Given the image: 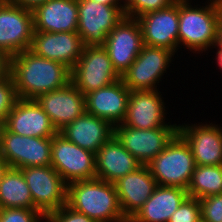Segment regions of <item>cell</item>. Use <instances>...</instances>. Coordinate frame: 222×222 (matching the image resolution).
<instances>
[{
	"mask_svg": "<svg viewBox=\"0 0 222 222\" xmlns=\"http://www.w3.org/2000/svg\"><path fill=\"white\" fill-rule=\"evenodd\" d=\"M9 73L20 99H36L71 82V70L63 63L37 56L30 50L10 58Z\"/></svg>",
	"mask_w": 222,
	"mask_h": 222,
	"instance_id": "cell-1",
	"label": "cell"
},
{
	"mask_svg": "<svg viewBox=\"0 0 222 222\" xmlns=\"http://www.w3.org/2000/svg\"><path fill=\"white\" fill-rule=\"evenodd\" d=\"M191 3L192 0H179L178 47L186 48L195 55L196 52L208 55L206 51L216 45L222 0H208L205 6L198 3L193 6Z\"/></svg>",
	"mask_w": 222,
	"mask_h": 222,
	"instance_id": "cell-2",
	"label": "cell"
},
{
	"mask_svg": "<svg viewBox=\"0 0 222 222\" xmlns=\"http://www.w3.org/2000/svg\"><path fill=\"white\" fill-rule=\"evenodd\" d=\"M66 205L95 222H128L120 207L114 183L98 178L67 185Z\"/></svg>",
	"mask_w": 222,
	"mask_h": 222,
	"instance_id": "cell-3",
	"label": "cell"
},
{
	"mask_svg": "<svg viewBox=\"0 0 222 222\" xmlns=\"http://www.w3.org/2000/svg\"><path fill=\"white\" fill-rule=\"evenodd\" d=\"M147 167L157 185L187 190L196 164L189 145L177 134Z\"/></svg>",
	"mask_w": 222,
	"mask_h": 222,
	"instance_id": "cell-4",
	"label": "cell"
},
{
	"mask_svg": "<svg viewBox=\"0 0 222 222\" xmlns=\"http://www.w3.org/2000/svg\"><path fill=\"white\" fill-rule=\"evenodd\" d=\"M52 137H27L0 128V153L8 167L26 168L51 165Z\"/></svg>",
	"mask_w": 222,
	"mask_h": 222,
	"instance_id": "cell-5",
	"label": "cell"
},
{
	"mask_svg": "<svg viewBox=\"0 0 222 222\" xmlns=\"http://www.w3.org/2000/svg\"><path fill=\"white\" fill-rule=\"evenodd\" d=\"M170 122L165 127L144 130L117 124L114 136L142 165H147L178 134L179 125Z\"/></svg>",
	"mask_w": 222,
	"mask_h": 222,
	"instance_id": "cell-6",
	"label": "cell"
},
{
	"mask_svg": "<svg viewBox=\"0 0 222 222\" xmlns=\"http://www.w3.org/2000/svg\"><path fill=\"white\" fill-rule=\"evenodd\" d=\"M70 76L83 95L121 79L103 46H85Z\"/></svg>",
	"mask_w": 222,
	"mask_h": 222,
	"instance_id": "cell-7",
	"label": "cell"
},
{
	"mask_svg": "<svg viewBox=\"0 0 222 222\" xmlns=\"http://www.w3.org/2000/svg\"><path fill=\"white\" fill-rule=\"evenodd\" d=\"M175 53L166 48L144 45L138 57L122 74L121 80L130 91L158 90V83L174 61Z\"/></svg>",
	"mask_w": 222,
	"mask_h": 222,
	"instance_id": "cell-8",
	"label": "cell"
},
{
	"mask_svg": "<svg viewBox=\"0 0 222 222\" xmlns=\"http://www.w3.org/2000/svg\"><path fill=\"white\" fill-rule=\"evenodd\" d=\"M51 166L67 185L96 178L95 153L70 142L59 132L52 137Z\"/></svg>",
	"mask_w": 222,
	"mask_h": 222,
	"instance_id": "cell-9",
	"label": "cell"
},
{
	"mask_svg": "<svg viewBox=\"0 0 222 222\" xmlns=\"http://www.w3.org/2000/svg\"><path fill=\"white\" fill-rule=\"evenodd\" d=\"M125 6L78 0V28L85 46H103L108 33L125 17Z\"/></svg>",
	"mask_w": 222,
	"mask_h": 222,
	"instance_id": "cell-10",
	"label": "cell"
},
{
	"mask_svg": "<svg viewBox=\"0 0 222 222\" xmlns=\"http://www.w3.org/2000/svg\"><path fill=\"white\" fill-rule=\"evenodd\" d=\"M21 171L32 195L33 209L45 216L66 205L67 184L51 165Z\"/></svg>",
	"mask_w": 222,
	"mask_h": 222,
	"instance_id": "cell-11",
	"label": "cell"
},
{
	"mask_svg": "<svg viewBox=\"0 0 222 222\" xmlns=\"http://www.w3.org/2000/svg\"><path fill=\"white\" fill-rule=\"evenodd\" d=\"M34 32L33 12L0 0V51L10 58L29 50Z\"/></svg>",
	"mask_w": 222,
	"mask_h": 222,
	"instance_id": "cell-12",
	"label": "cell"
},
{
	"mask_svg": "<svg viewBox=\"0 0 222 222\" xmlns=\"http://www.w3.org/2000/svg\"><path fill=\"white\" fill-rule=\"evenodd\" d=\"M144 46L142 31L136 18L123 19L108 33L103 47L116 72L122 74L131 66Z\"/></svg>",
	"mask_w": 222,
	"mask_h": 222,
	"instance_id": "cell-13",
	"label": "cell"
},
{
	"mask_svg": "<svg viewBox=\"0 0 222 222\" xmlns=\"http://www.w3.org/2000/svg\"><path fill=\"white\" fill-rule=\"evenodd\" d=\"M136 19L141 27L144 45L177 53L179 0L167 8L147 12Z\"/></svg>",
	"mask_w": 222,
	"mask_h": 222,
	"instance_id": "cell-14",
	"label": "cell"
},
{
	"mask_svg": "<svg viewBox=\"0 0 222 222\" xmlns=\"http://www.w3.org/2000/svg\"><path fill=\"white\" fill-rule=\"evenodd\" d=\"M197 123L178 124V134L189 145L195 164L222 165V127L210 121Z\"/></svg>",
	"mask_w": 222,
	"mask_h": 222,
	"instance_id": "cell-15",
	"label": "cell"
},
{
	"mask_svg": "<svg viewBox=\"0 0 222 222\" xmlns=\"http://www.w3.org/2000/svg\"><path fill=\"white\" fill-rule=\"evenodd\" d=\"M84 47L77 32L34 31L29 50L37 56L63 63L71 70L82 55Z\"/></svg>",
	"mask_w": 222,
	"mask_h": 222,
	"instance_id": "cell-16",
	"label": "cell"
},
{
	"mask_svg": "<svg viewBox=\"0 0 222 222\" xmlns=\"http://www.w3.org/2000/svg\"><path fill=\"white\" fill-rule=\"evenodd\" d=\"M158 90L130 91L127 112L122 124L138 129L165 127L168 123L165 116L169 113ZM166 111V112H165Z\"/></svg>",
	"mask_w": 222,
	"mask_h": 222,
	"instance_id": "cell-17",
	"label": "cell"
},
{
	"mask_svg": "<svg viewBox=\"0 0 222 222\" xmlns=\"http://www.w3.org/2000/svg\"><path fill=\"white\" fill-rule=\"evenodd\" d=\"M35 100L57 131L86 112L85 95L72 82L61 89L43 93Z\"/></svg>",
	"mask_w": 222,
	"mask_h": 222,
	"instance_id": "cell-18",
	"label": "cell"
},
{
	"mask_svg": "<svg viewBox=\"0 0 222 222\" xmlns=\"http://www.w3.org/2000/svg\"><path fill=\"white\" fill-rule=\"evenodd\" d=\"M21 136L48 138L58 131L35 99H18L3 124Z\"/></svg>",
	"mask_w": 222,
	"mask_h": 222,
	"instance_id": "cell-19",
	"label": "cell"
},
{
	"mask_svg": "<svg viewBox=\"0 0 222 222\" xmlns=\"http://www.w3.org/2000/svg\"><path fill=\"white\" fill-rule=\"evenodd\" d=\"M130 90L121 79L85 94L86 112L110 122L122 124L127 112Z\"/></svg>",
	"mask_w": 222,
	"mask_h": 222,
	"instance_id": "cell-20",
	"label": "cell"
},
{
	"mask_svg": "<svg viewBox=\"0 0 222 222\" xmlns=\"http://www.w3.org/2000/svg\"><path fill=\"white\" fill-rule=\"evenodd\" d=\"M120 207L130 220L153 194L158 186L147 165H141L133 172L114 182Z\"/></svg>",
	"mask_w": 222,
	"mask_h": 222,
	"instance_id": "cell-21",
	"label": "cell"
},
{
	"mask_svg": "<svg viewBox=\"0 0 222 222\" xmlns=\"http://www.w3.org/2000/svg\"><path fill=\"white\" fill-rule=\"evenodd\" d=\"M58 132L70 142L96 154L114 136V126L105 119L85 112Z\"/></svg>",
	"mask_w": 222,
	"mask_h": 222,
	"instance_id": "cell-22",
	"label": "cell"
},
{
	"mask_svg": "<svg viewBox=\"0 0 222 222\" xmlns=\"http://www.w3.org/2000/svg\"><path fill=\"white\" fill-rule=\"evenodd\" d=\"M32 12L34 31L77 32L78 0H48Z\"/></svg>",
	"mask_w": 222,
	"mask_h": 222,
	"instance_id": "cell-23",
	"label": "cell"
},
{
	"mask_svg": "<svg viewBox=\"0 0 222 222\" xmlns=\"http://www.w3.org/2000/svg\"><path fill=\"white\" fill-rule=\"evenodd\" d=\"M96 178L114 183L142 164L113 136L95 154Z\"/></svg>",
	"mask_w": 222,
	"mask_h": 222,
	"instance_id": "cell-24",
	"label": "cell"
},
{
	"mask_svg": "<svg viewBox=\"0 0 222 222\" xmlns=\"http://www.w3.org/2000/svg\"><path fill=\"white\" fill-rule=\"evenodd\" d=\"M187 197L186 189L158 185L149 199L128 222H168Z\"/></svg>",
	"mask_w": 222,
	"mask_h": 222,
	"instance_id": "cell-25",
	"label": "cell"
},
{
	"mask_svg": "<svg viewBox=\"0 0 222 222\" xmlns=\"http://www.w3.org/2000/svg\"><path fill=\"white\" fill-rule=\"evenodd\" d=\"M0 208L33 209V200L19 168L8 167L0 181Z\"/></svg>",
	"mask_w": 222,
	"mask_h": 222,
	"instance_id": "cell-26",
	"label": "cell"
},
{
	"mask_svg": "<svg viewBox=\"0 0 222 222\" xmlns=\"http://www.w3.org/2000/svg\"><path fill=\"white\" fill-rule=\"evenodd\" d=\"M187 193L196 199L222 194V165H196Z\"/></svg>",
	"mask_w": 222,
	"mask_h": 222,
	"instance_id": "cell-27",
	"label": "cell"
},
{
	"mask_svg": "<svg viewBox=\"0 0 222 222\" xmlns=\"http://www.w3.org/2000/svg\"><path fill=\"white\" fill-rule=\"evenodd\" d=\"M18 99L13 79L9 73L0 79V123L2 125Z\"/></svg>",
	"mask_w": 222,
	"mask_h": 222,
	"instance_id": "cell-28",
	"label": "cell"
},
{
	"mask_svg": "<svg viewBox=\"0 0 222 222\" xmlns=\"http://www.w3.org/2000/svg\"><path fill=\"white\" fill-rule=\"evenodd\" d=\"M176 1L177 0H131L124 7V14L130 18H138L147 12L167 8Z\"/></svg>",
	"mask_w": 222,
	"mask_h": 222,
	"instance_id": "cell-29",
	"label": "cell"
},
{
	"mask_svg": "<svg viewBox=\"0 0 222 222\" xmlns=\"http://www.w3.org/2000/svg\"><path fill=\"white\" fill-rule=\"evenodd\" d=\"M201 206L199 200L188 196L172 214L168 222H199Z\"/></svg>",
	"mask_w": 222,
	"mask_h": 222,
	"instance_id": "cell-30",
	"label": "cell"
},
{
	"mask_svg": "<svg viewBox=\"0 0 222 222\" xmlns=\"http://www.w3.org/2000/svg\"><path fill=\"white\" fill-rule=\"evenodd\" d=\"M44 222L45 216L36 209L0 208V222Z\"/></svg>",
	"mask_w": 222,
	"mask_h": 222,
	"instance_id": "cell-31",
	"label": "cell"
},
{
	"mask_svg": "<svg viewBox=\"0 0 222 222\" xmlns=\"http://www.w3.org/2000/svg\"><path fill=\"white\" fill-rule=\"evenodd\" d=\"M203 222H222V194H215L198 199Z\"/></svg>",
	"mask_w": 222,
	"mask_h": 222,
	"instance_id": "cell-32",
	"label": "cell"
},
{
	"mask_svg": "<svg viewBox=\"0 0 222 222\" xmlns=\"http://www.w3.org/2000/svg\"><path fill=\"white\" fill-rule=\"evenodd\" d=\"M44 222H95L85 214L79 213L67 205L45 215Z\"/></svg>",
	"mask_w": 222,
	"mask_h": 222,
	"instance_id": "cell-33",
	"label": "cell"
},
{
	"mask_svg": "<svg viewBox=\"0 0 222 222\" xmlns=\"http://www.w3.org/2000/svg\"><path fill=\"white\" fill-rule=\"evenodd\" d=\"M12 4L18 5L24 9L33 11L37 6L45 3L48 0H8Z\"/></svg>",
	"mask_w": 222,
	"mask_h": 222,
	"instance_id": "cell-34",
	"label": "cell"
},
{
	"mask_svg": "<svg viewBox=\"0 0 222 222\" xmlns=\"http://www.w3.org/2000/svg\"><path fill=\"white\" fill-rule=\"evenodd\" d=\"M10 70V57L0 51V79L7 76Z\"/></svg>",
	"mask_w": 222,
	"mask_h": 222,
	"instance_id": "cell-35",
	"label": "cell"
},
{
	"mask_svg": "<svg viewBox=\"0 0 222 222\" xmlns=\"http://www.w3.org/2000/svg\"><path fill=\"white\" fill-rule=\"evenodd\" d=\"M214 48L216 49V52L222 50V12L220 15V21H219L218 29H217V41Z\"/></svg>",
	"mask_w": 222,
	"mask_h": 222,
	"instance_id": "cell-36",
	"label": "cell"
},
{
	"mask_svg": "<svg viewBox=\"0 0 222 222\" xmlns=\"http://www.w3.org/2000/svg\"><path fill=\"white\" fill-rule=\"evenodd\" d=\"M93 1L111 6H124L120 0H93Z\"/></svg>",
	"mask_w": 222,
	"mask_h": 222,
	"instance_id": "cell-37",
	"label": "cell"
},
{
	"mask_svg": "<svg viewBox=\"0 0 222 222\" xmlns=\"http://www.w3.org/2000/svg\"><path fill=\"white\" fill-rule=\"evenodd\" d=\"M7 168H8V165H7L5 159L3 158V156L0 153V181H1V178H2L4 172Z\"/></svg>",
	"mask_w": 222,
	"mask_h": 222,
	"instance_id": "cell-38",
	"label": "cell"
},
{
	"mask_svg": "<svg viewBox=\"0 0 222 222\" xmlns=\"http://www.w3.org/2000/svg\"><path fill=\"white\" fill-rule=\"evenodd\" d=\"M216 53V56H215V61L217 63V65L219 66V69H221L222 71V50L221 51H218V52H215Z\"/></svg>",
	"mask_w": 222,
	"mask_h": 222,
	"instance_id": "cell-39",
	"label": "cell"
},
{
	"mask_svg": "<svg viewBox=\"0 0 222 222\" xmlns=\"http://www.w3.org/2000/svg\"><path fill=\"white\" fill-rule=\"evenodd\" d=\"M121 3L126 6L131 0H120Z\"/></svg>",
	"mask_w": 222,
	"mask_h": 222,
	"instance_id": "cell-40",
	"label": "cell"
}]
</instances>
